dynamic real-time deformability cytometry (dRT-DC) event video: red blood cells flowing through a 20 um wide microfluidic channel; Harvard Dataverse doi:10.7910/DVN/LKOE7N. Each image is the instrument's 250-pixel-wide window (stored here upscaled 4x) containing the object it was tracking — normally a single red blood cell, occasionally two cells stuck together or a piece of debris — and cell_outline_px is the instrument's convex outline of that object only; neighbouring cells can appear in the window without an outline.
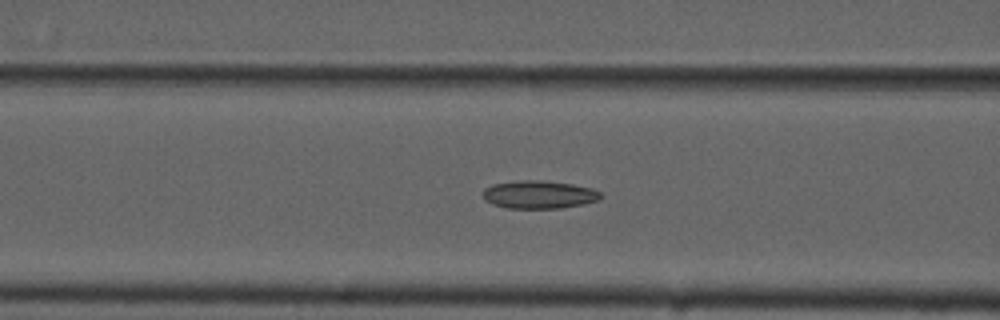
{"species": "common noctule bat (a hibernating species)", "species_latin": "Nyctalus noctula", "temperature_condition": "cold", "stored_images_in_passage": 46, "camera_frame_rate_fps": 3000, "um_per_image_px": 0.085, "animal": {"sex": "male", "forearm_length_mm": 52.5}, "frame": {"image": 1, "passage_image": 20, "time_ms": 6.333, "image_size_px": [1000, 320], "cell_outline_px": [[600, 196], [596, 200], [584, 204], [560, 208], [508, 208], [492, 204], [484, 200], [484, 188], [496, 184], [520, 180], [544, 180], [572, 184], [592, 188], [600, 192]], "centroid_in_image_um": [45.81, 16.54], "position_along_channel_um": 120.8, "area_um2": 19.02}}
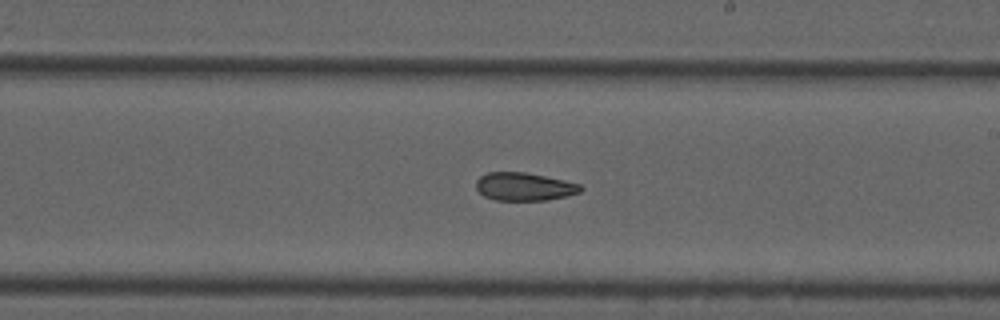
{"frame": {"image": 2, "passage_image": 30, "time_ms": 9.667, "image_size_px": [1000, 320], "cell_outline_px": [[584, 188], [580, 192], [568, 196], [544, 200], [496, 200], [484, 196], [476, 188], [476, 180], [480, 176], [488, 172], [524, 172], [564, 180], [580, 184]], "centroid_in_image_um": [44.56, 15.86], "position_along_channel_um": 244.4, "area_um2": 17.05}}
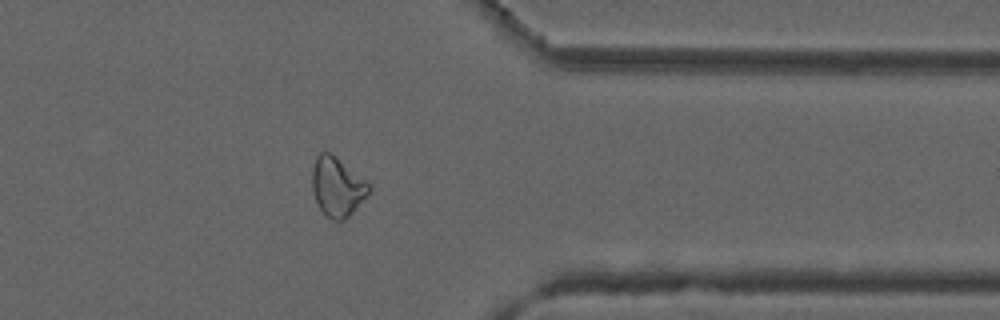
{"frame": {"image": 3, "passage_image": 42, "time_ms": 13.667, "image_size_px": [1000, 320], "cell_outline_px": [[372, 188], [352, 212], [344, 220], [332, 220], [320, 208], [316, 200], [312, 188], [312, 168], [316, 156], [320, 152], [328, 152], [372, 184]], "centroid_in_image_um": [28.66, 15.87], "position_along_channel_um": 382.7, "area_um2": 19.19}}